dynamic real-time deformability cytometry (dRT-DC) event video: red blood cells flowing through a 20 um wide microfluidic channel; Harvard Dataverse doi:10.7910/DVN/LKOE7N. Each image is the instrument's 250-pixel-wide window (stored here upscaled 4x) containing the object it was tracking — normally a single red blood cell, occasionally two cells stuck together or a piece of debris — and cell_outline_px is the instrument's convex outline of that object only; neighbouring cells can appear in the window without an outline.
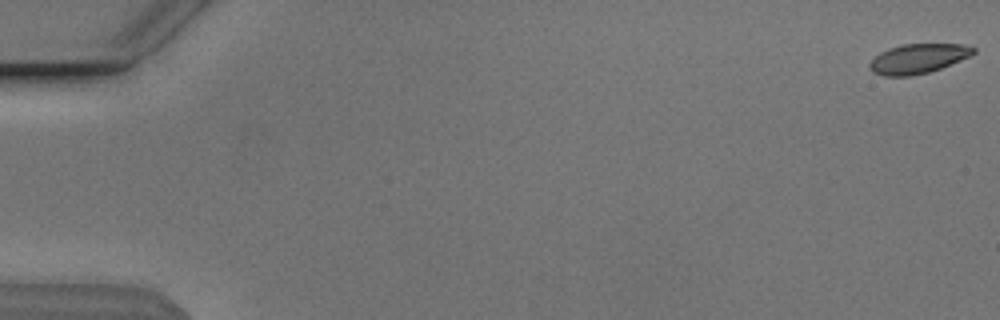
{"species": "Egyptian fruit bat (a non-hibernating species)", "species_latin": "Rousettus aegyptiacus", "temperature_condition": "cold", "stored_images_in_passage": 55, "camera_frame_rate_fps": 3000, "um_per_image_px": 0.085, "animal": {"sex": "male"}, "frame": {"image": 1, "passage_image": 1, "time_ms": 0.0, "image_size_px": [1000, 320], "cell_outline_px": [[976, 52], [972, 56], [940, 68], [928, 72], [912, 76], [884, 76], [872, 72], [868, 68], [868, 64], [880, 52], [888, 48], [904, 44], [964, 44], [976, 48]], "centroid_in_image_um": [78.04, 4.98], "position_along_channel_um": 7.0, "area_um2": 18.03}}
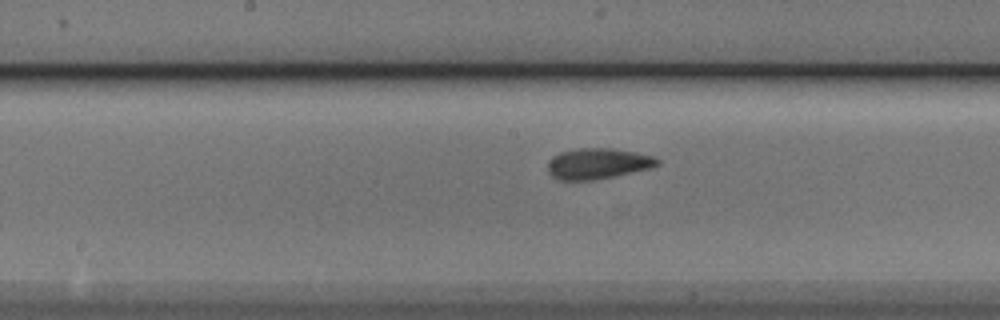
{"frame": {"image": 2, "passage_image": 29, "time_ms": 9.333, "image_size_px": [1000, 320], "cell_outline_px": [[660, 164], [652, 168], [592, 180], [560, 180], [552, 176], [548, 172], [548, 160], [552, 156], [560, 152], [576, 148], [612, 148], [636, 152], [656, 156], [660, 160]], "centroid_in_image_um": [50.83, 13.89], "position_along_channel_um": 197.4, "area_um2": 19.83}}
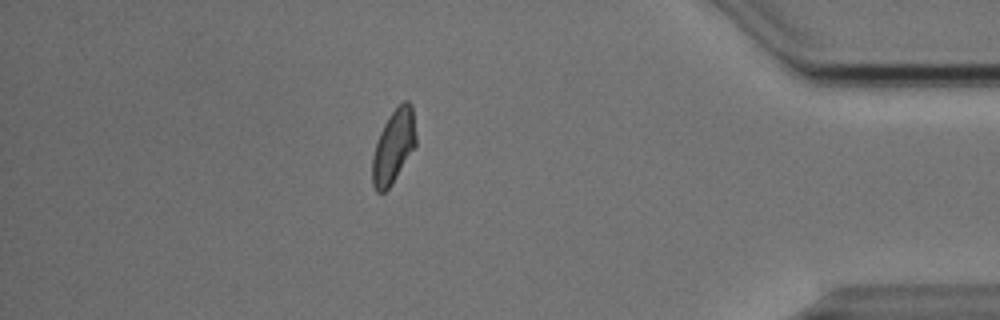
{"frame": {"image": 3, "passage_image": 48, "time_ms": 15.667, "image_size_px": [1000, 320], "cell_outline_px": [[416, 144], [392, 184], [384, 192], [376, 192], [372, 184], [372, 156], [376, 140], [388, 116], [404, 100], [408, 100], [412, 104], [416, 136]], "centroid_in_image_um": [33.44, 12.44], "position_along_channel_um": 401.8, "area_um2": 18.67}, "authors_computed_cell_mechanics": {"area_um2": 19.074, "velocity_mm_per_s": 3.8214, "shape_relaxation_time_tau1_ms": 2.1664, "shape_relaxation_time_tau2_ms": 1.3328, "deformation_change_tau1": 0.123, "deformation_change_tau2": 0.0711}}